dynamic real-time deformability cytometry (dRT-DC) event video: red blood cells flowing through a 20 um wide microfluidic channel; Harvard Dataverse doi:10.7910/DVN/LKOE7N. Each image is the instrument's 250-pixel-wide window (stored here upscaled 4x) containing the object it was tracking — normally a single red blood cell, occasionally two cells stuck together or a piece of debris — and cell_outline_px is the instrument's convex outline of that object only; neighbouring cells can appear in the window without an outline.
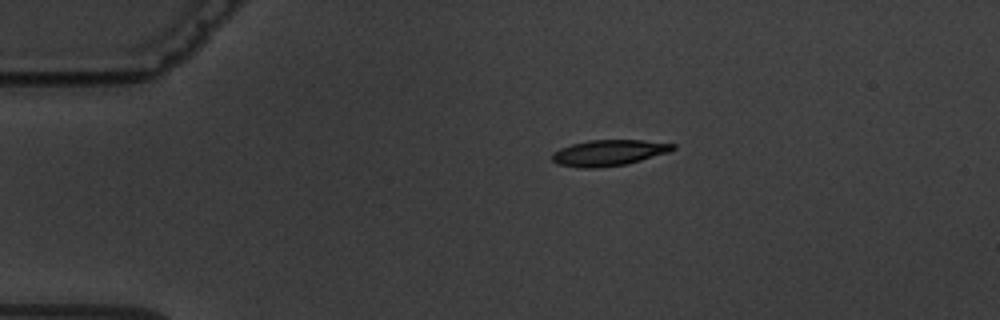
{"species": "common noctule bat (a hibernating species)", "species_latin": "Nyctalus noctula", "temperature_condition": "warm", "stored_images_in_passage": 9, "camera_frame_rate_fps": 3000, "um_per_image_px": 0.085, "animal": {"sex": "male", "body_mass_g": 19.5, "forearm_length_mm": 54.6}, "frame": {"image": 1, "passage_image": 1, "time_ms": 0.0, "image_size_px": [1000, 320], "cell_outline_px": [[676, 148], [668, 152], [628, 164], [596, 168], [584, 168], [556, 164], [552, 160], [552, 152], [560, 148], [572, 144], [588, 140], [644, 140], [676, 144]], "centroid_in_image_um": [51.74, 12.98], "position_along_channel_um": 33.3, "area_um2": 18.32}}
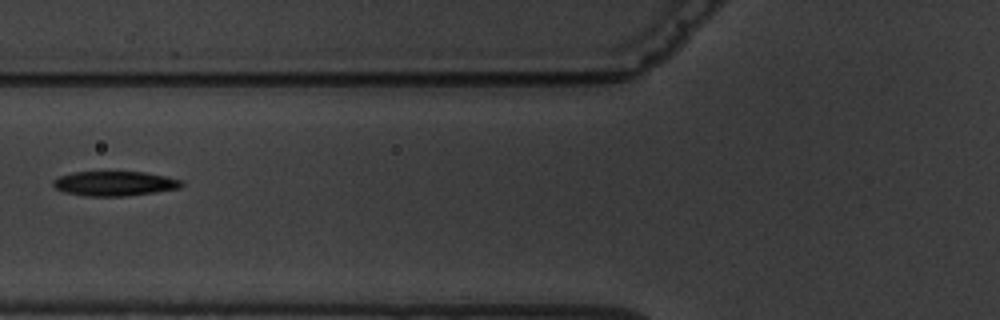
{"frame": {"image": 2, "passage_image": 4, "time_ms": 3.667, "image_size_px": [1000, 320], "cell_outline_px": [[184, 184], [180, 188], [124, 196], [88, 196], [64, 192], [56, 188], [52, 184], [52, 180], [60, 176], [72, 172], [144, 172], [168, 176], [180, 180]], "centroid_in_image_um": [9.73, 15.59], "position_along_channel_um": 116.1, "area_um2": 18.32}}
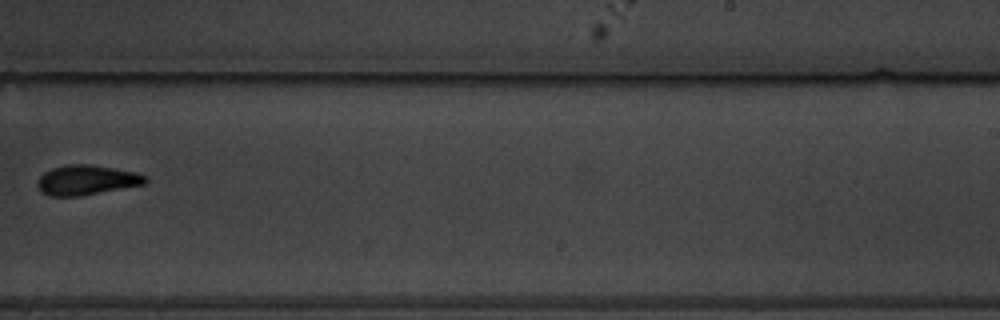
{"frame": {"image": 3, "passage_image": 8, "time_ms": 8.333, "image_size_px": [1000, 320], "cell_outline_px": [[148, 180], [144, 184], [80, 196], [48, 196], [36, 184], [40, 176], [44, 172], [52, 168], [68, 164], [92, 164], [136, 172], [148, 176]], "centroid_in_image_um": [7.38, 15.29], "position_along_channel_um": 281.6, "area_um2": 18.73}}